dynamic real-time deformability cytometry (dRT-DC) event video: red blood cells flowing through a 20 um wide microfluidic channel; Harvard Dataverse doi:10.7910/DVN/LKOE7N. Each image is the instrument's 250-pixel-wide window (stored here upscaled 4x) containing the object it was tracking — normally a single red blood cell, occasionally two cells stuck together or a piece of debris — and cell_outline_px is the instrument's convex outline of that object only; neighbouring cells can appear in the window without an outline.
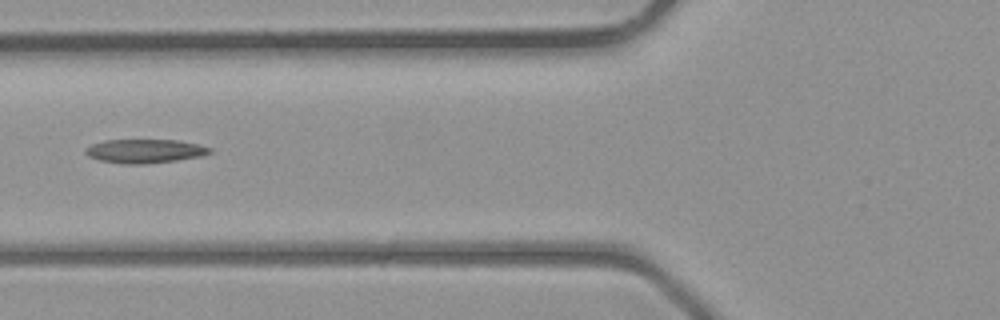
{"species": "common noctule bat (a hibernating species)", "species_latin": "Nyctalus noctula", "temperature_condition": "room temperature", "stored_images_in_passage": 13, "camera_frame_rate_fps": 3000, "um_per_image_px": 0.085, "animal": {"sex": "male", "body_mass_g": 23.1, "forearm_length_mm": 52.7}, "frame": {"image": 1, "passage_image": 4, "time_ms": 1.0, "image_size_px": [1000, 320], "cell_outline_px": [[212, 152], [204, 156], [176, 160], [144, 164], [124, 164], [100, 160], [88, 156], [84, 152], [92, 144], [104, 140], [176, 140], [200, 144], [212, 148]], "centroid_in_image_um": [12.36, 12.84], "position_along_channel_um": 113.4, "area_um2": 17.28}}
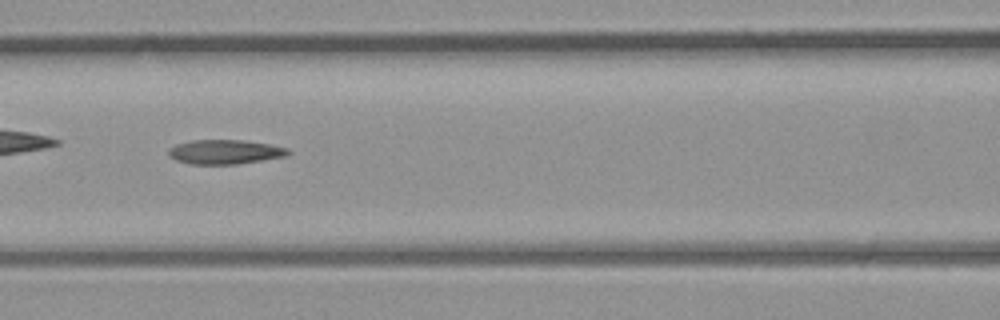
{"frame": {"image": 2, "passage_image": 6, "time_ms": 1.667, "image_size_px": [1000, 320], "cell_outline_px": [[292, 152], [288, 156], [236, 164], [188, 164], [176, 160], [168, 156], [168, 148], [176, 144], [192, 140], [244, 140], [268, 144], [288, 148]], "centroid_in_image_um": [19.11, 12.91], "position_along_channel_um": 147.5, "area_um2": 17.11}}
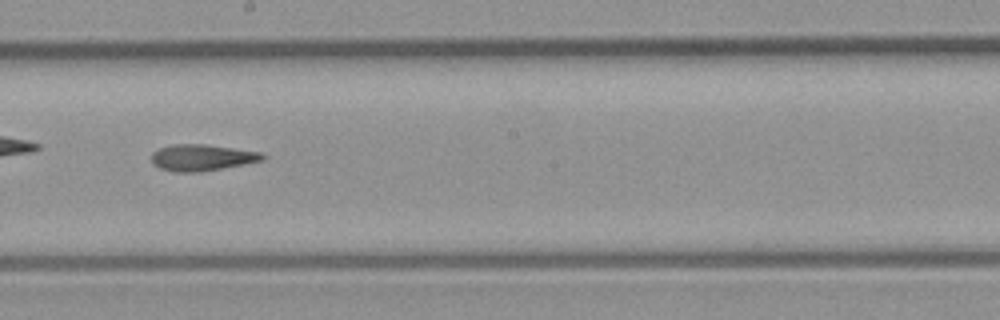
{"frame": {"image": 3, "passage_image": 11, "time_ms": 3.333, "image_size_px": [1000, 320], "cell_outline_px": [[268, 156], [264, 160], [244, 164], [200, 172], [172, 172], [160, 168], [152, 164], [152, 152], [160, 148], [172, 144], [204, 144], [260, 152]], "centroid_in_image_um": [17.15, 13.4], "position_along_channel_um": 231.0, "area_um2": 17.11}}